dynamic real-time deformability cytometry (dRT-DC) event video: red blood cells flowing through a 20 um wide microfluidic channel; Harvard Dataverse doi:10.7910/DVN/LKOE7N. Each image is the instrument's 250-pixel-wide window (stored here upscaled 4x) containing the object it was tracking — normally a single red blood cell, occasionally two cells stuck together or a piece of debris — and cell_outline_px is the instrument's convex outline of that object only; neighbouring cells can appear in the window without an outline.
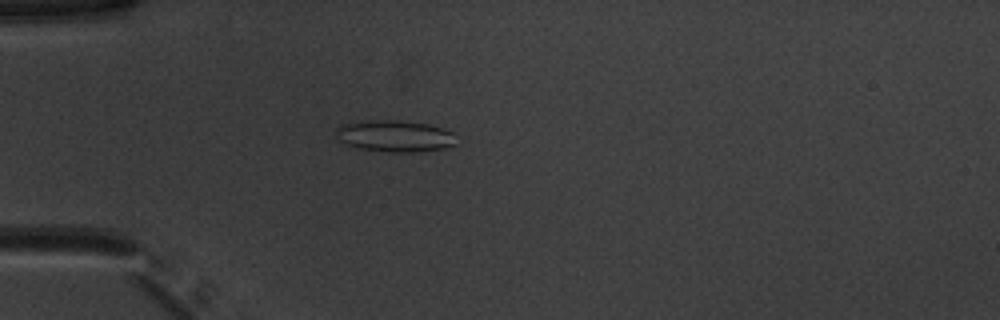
{"species": "common noctule bat (a hibernating species)", "species_latin": "Nyctalus noctula", "temperature_condition": "warm", "stored_images_in_passage": 52, "camera_frame_rate_fps": 3000, "um_per_image_px": 0.085, "animal": {"sex": "male", "body_mass_g": 20.1, "forearm_length_mm": 53.5}, "frame": {"image": 1, "passage_image": 16, "time_ms": 5.0, "image_size_px": [1000, 320], "cell_outline_px": [[456, 144], [444, 148], [412, 152], [388, 152], [360, 148], [344, 144], [336, 136], [336, 128], [340, 124], [372, 120], [400, 120], [428, 124], [452, 132]], "centroid_in_image_um": [33.52, 11.56], "position_along_channel_um": 51.5, "area_um2": 22.02}}
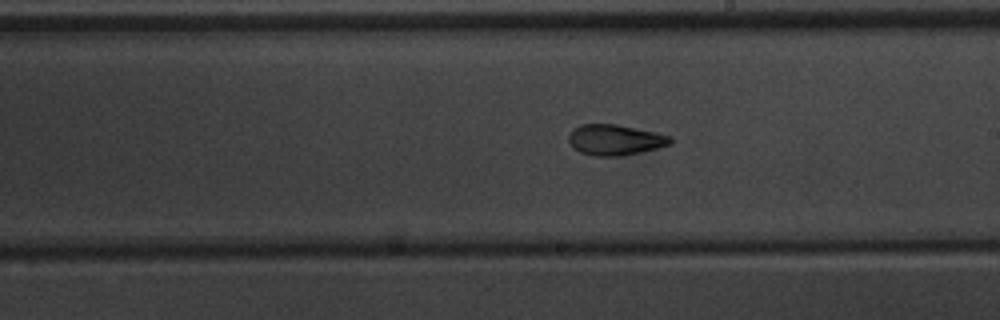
{"frame": {"image": 2, "passage_image": 31, "time_ms": 10.0, "image_size_px": [1000, 320], "cell_outline_px": [[672, 144], [640, 152], [620, 156], [596, 156], [580, 152], [572, 148], [568, 140], [568, 136], [572, 128], [580, 124], [616, 124], [672, 136]], "centroid_in_image_um": [52.24, 11.88], "position_along_channel_um": 236.8, "area_um2": 18.21}}
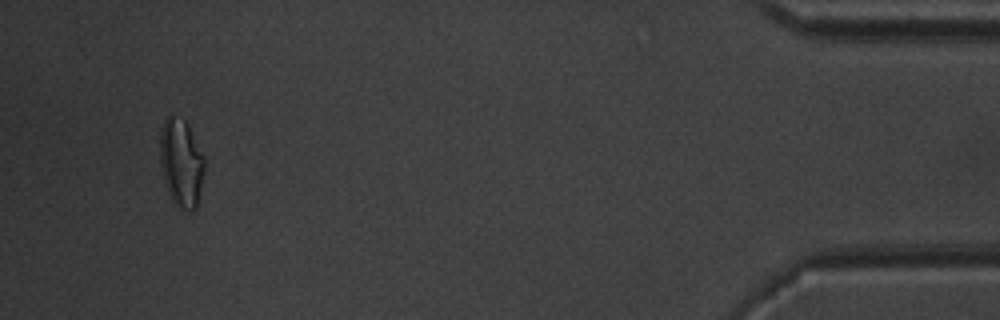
{"frame": {"image": 3, "passage_image": 50, "time_ms": 16.333, "image_size_px": [1000, 320], "cell_outline_px": [[204, 172], [196, 208], [180, 208], [172, 204], [164, 180], [160, 164], [160, 132], [164, 120], [172, 112], [184, 120], [188, 124], [204, 156]], "centroid_in_image_um": [15.38, 13.79], "position_along_channel_um": 419.8, "area_um2": 22.89}, "authors_computed_cell_mechanics": {"area_um2": 19.7676, "velocity_mm_per_s": 3.9744, "shape_relaxation_time_tau1_ms": null, "shape_relaxation_time_tau2_ms": 2.3051, "deformation_change_tau1": null, "deformation_change_tau2": 0.095}}